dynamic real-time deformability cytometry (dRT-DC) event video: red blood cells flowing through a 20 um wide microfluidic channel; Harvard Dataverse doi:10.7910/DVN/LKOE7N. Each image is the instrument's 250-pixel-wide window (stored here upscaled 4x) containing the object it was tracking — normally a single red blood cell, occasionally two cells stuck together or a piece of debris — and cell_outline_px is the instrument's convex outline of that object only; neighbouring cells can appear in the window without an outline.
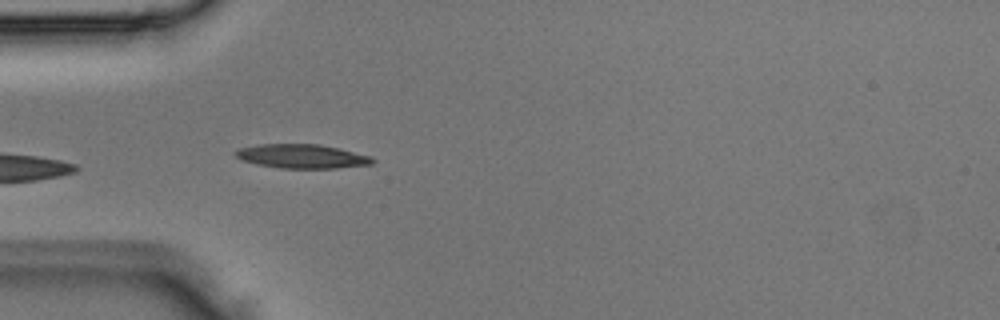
{"species": "Egyptian fruit bat (a non-hibernating species)", "species_latin": "Rousettus aegyptiacus", "temperature_condition": "room temperature", "stored_images_in_passage": 2, "camera_frame_rate_fps": 3000, "um_per_image_px": 0.085, "animal": {"sex": "male"}, "frame": {"image": 1, "passage_image": 2, "time_ms": 0.333, "image_size_px": [1000, 320], "cell_outline_px": [[376, 160], [372, 164], [336, 168], [280, 168], [260, 164], [244, 160], [236, 156], [236, 152], [240, 148], [260, 144], [320, 144], [372, 156]], "centroid_in_image_um": [25.74, 13.28], "position_along_channel_um": 59.3, "area_um2": 18.9}}